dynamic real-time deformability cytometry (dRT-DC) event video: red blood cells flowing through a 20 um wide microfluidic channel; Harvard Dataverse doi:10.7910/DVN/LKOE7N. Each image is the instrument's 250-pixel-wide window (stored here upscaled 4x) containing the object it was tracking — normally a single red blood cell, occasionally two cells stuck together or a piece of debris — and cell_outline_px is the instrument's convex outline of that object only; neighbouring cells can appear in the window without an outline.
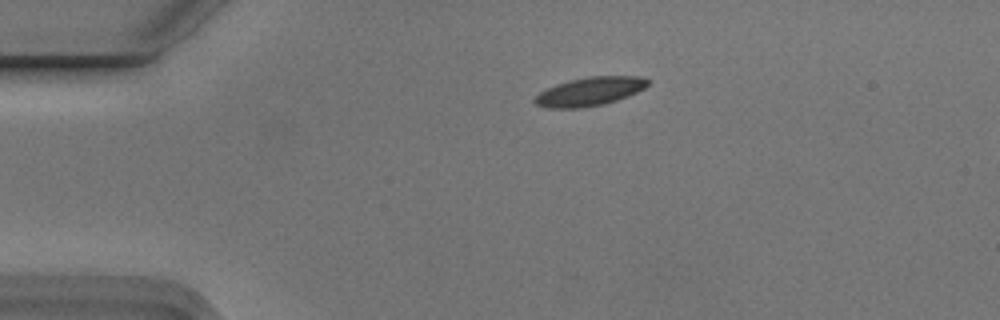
{"species": "Egyptian fruit bat (a non-hibernating species)", "species_latin": "Rousettus aegyptiacus", "temperature_condition": "cold", "stored_images_in_passage": 5, "camera_frame_rate_fps": 3000, "um_per_image_px": 0.085, "animal": {"sex": "male"}, "frame": {"image": 1, "passage_image": 1, "time_ms": 0.0, "image_size_px": [1000, 320], "cell_outline_px": [[648, 84], [644, 88], [628, 96], [604, 104], [580, 108], [548, 108], [536, 104], [532, 100], [540, 92], [556, 84], [568, 80], [588, 76], [640, 76], [648, 80]], "centroid_in_image_um": [50.11, 7.77], "position_along_channel_um": 34.9, "area_um2": 18.79}}
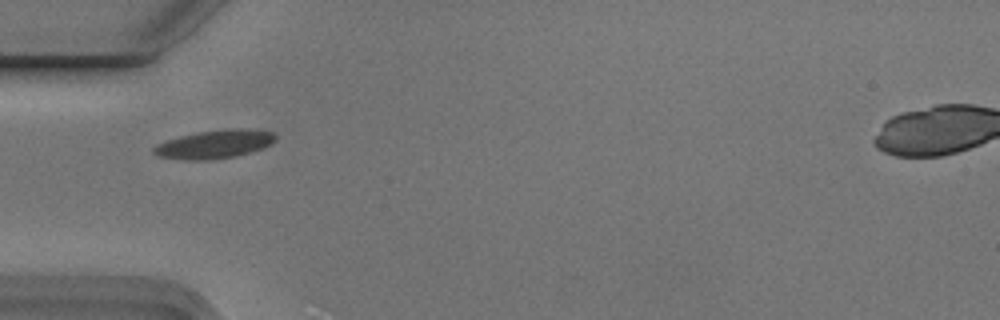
{"frame": {"image": 2, "passage_image": 3, "time_ms": 0.667, "image_size_px": [1000, 320], "cell_outline_px": [[276, 140], [272, 144], [264, 148], [236, 156], [208, 160], [184, 160], [156, 156], [152, 152], [152, 148], [156, 144], [180, 136], [196, 132], [228, 128], [248, 128], [272, 132], [276, 136]], "centroid_in_image_um": [18.24, 12.25], "position_along_channel_um": 66.8, "area_um2": 20.46}}
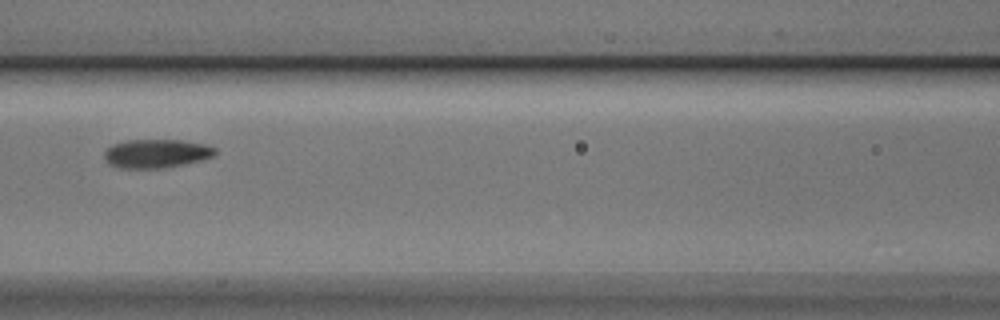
{"frame": {"image": 3, "passage_image": 5, "time_ms": 1.333, "image_size_px": [1000, 320], "cell_outline_px": [[216, 156], [200, 160], [164, 168], [124, 168], [108, 164], [104, 156], [104, 152], [112, 144], [124, 140], [180, 140], [204, 144], [216, 148]], "centroid_in_image_um": [13.28, 13.04], "position_along_channel_um": 153.3, "area_um2": 18.5}}